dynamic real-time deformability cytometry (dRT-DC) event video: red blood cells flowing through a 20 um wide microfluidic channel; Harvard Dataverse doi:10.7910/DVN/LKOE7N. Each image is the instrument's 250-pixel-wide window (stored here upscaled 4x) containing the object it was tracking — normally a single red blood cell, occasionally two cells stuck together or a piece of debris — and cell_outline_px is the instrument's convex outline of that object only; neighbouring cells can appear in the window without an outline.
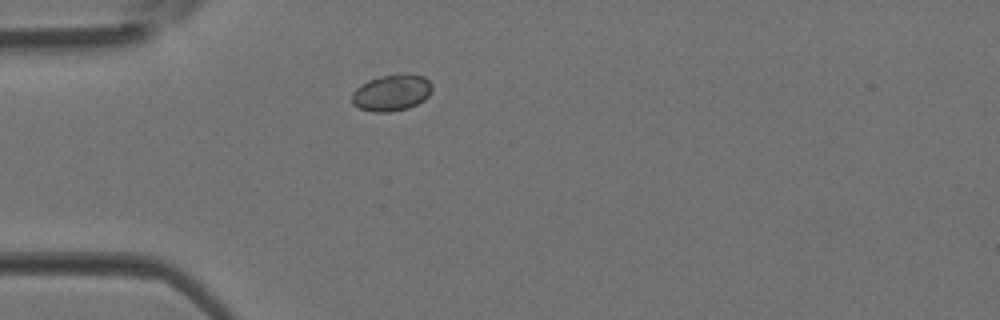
{"species": "Egyptian fruit bat (a non-hibernating species)", "species_latin": "Rousettus aegyptiacus", "temperature_condition": "room temperature", "stored_images_in_passage": 4, "camera_frame_rate_fps": 3000, "um_per_image_px": 0.085, "animal": {"sex": "female"}, "frame": {"image": 1, "passage_image": 4, "time_ms": 1.0, "image_size_px": [1000, 320], "cell_outline_px": [[432, 88], [428, 96], [424, 100], [408, 108], [388, 112], [372, 112], [360, 108], [352, 104], [352, 92], [356, 88], [368, 80], [384, 76], [408, 72], [424, 76], [432, 84]], "centroid_in_image_um": [33.3, 7.87], "position_along_channel_um": 51.7, "area_um2": 17.11}}